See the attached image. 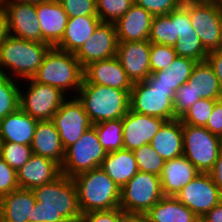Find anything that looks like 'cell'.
<instances>
[{
	"mask_svg": "<svg viewBox=\"0 0 222 222\" xmlns=\"http://www.w3.org/2000/svg\"><path fill=\"white\" fill-rule=\"evenodd\" d=\"M183 0H134V3L144 8L153 16L167 15L177 9Z\"/></svg>",
	"mask_w": 222,
	"mask_h": 222,
	"instance_id": "obj_43",
	"label": "cell"
},
{
	"mask_svg": "<svg viewBox=\"0 0 222 222\" xmlns=\"http://www.w3.org/2000/svg\"><path fill=\"white\" fill-rule=\"evenodd\" d=\"M3 1H17V2H24V3H39L43 1H51V0H3Z\"/></svg>",
	"mask_w": 222,
	"mask_h": 222,
	"instance_id": "obj_53",
	"label": "cell"
},
{
	"mask_svg": "<svg viewBox=\"0 0 222 222\" xmlns=\"http://www.w3.org/2000/svg\"><path fill=\"white\" fill-rule=\"evenodd\" d=\"M106 155L107 152L97 138L96 129L92 126L65 150L61 174L73 178L79 173L99 168Z\"/></svg>",
	"mask_w": 222,
	"mask_h": 222,
	"instance_id": "obj_10",
	"label": "cell"
},
{
	"mask_svg": "<svg viewBox=\"0 0 222 222\" xmlns=\"http://www.w3.org/2000/svg\"><path fill=\"white\" fill-rule=\"evenodd\" d=\"M33 155L30 145L2 142L1 158L15 171H18Z\"/></svg>",
	"mask_w": 222,
	"mask_h": 222,
	"instance_id": "obj_38",
	"label": "cell"
},
{
	"mask_svg": "<svg viewBox=\"0 0 222 222\" xmlns=\"http://www.w3.org/2000/svg\"><path fill=\"white\" fill-rule=\"evenodd\" d=\"M150 50L149 40L118 42L117 58L133 84L145 81L151 74Z\"/></svg>",
	"mask_w": 222,
	"mask_h": 222,
	"instance_id": "obj_16",
	"label": "cell"
},
{
	"mask_svg": "<svg viewBox=\"0 0 222 222\" xmlns=\"http://www.w3.org/2000/svg\"><path fill=\"white\" fill-rule=\"evenodd\" d=\"M59 222H78V221H71V220H67V219H65V220H63V221H59Z\"/></svg>",
	"mask_w": 222,
	"mask_h": 222,
	"instance_id": "obj_55",
	"label": "cell"
},
{
	"mask_svg": "<svg viewBox=\"0 0 222 222\" xmlns=\"http://www.w3.org/2000/svg\"><path fill=\"white\" fill-rule=\"evenodd\" d=\"M36 198L32 190L17 189L0 199V222H32Z\"/></svg>",
	"mask_w": 222,
	"mask_h": 222,
	"instance_id": "obj_24",
	"label": "cell"
},
{
	"mask_svg": "<svg viewBox=\"0 0 222 222\" xmlns=\"http://www.w3.org/2000/svg\"><path fill=\"white\" fill-rule=\"evenodd\" d=\"M51 47L48 43L28 41L9 35L0 45V74L13 79L32 78Z\"/></svg>",
	"mask_w": 222,
	"mask_h": 222,
	"instance_id": "obj_2",
	"label": "cell"
},
{
	"mask_svg": "<svg viewBox=\"0 0 222 222\" xmlns=\"http://www.w3.org/2000/svg\"><path fill=\"white\" fill-rule=\"evenodd\" d=\"M118 208L108 211H92L82 214L78 222H117Z\"/></svg>",
	"mask_w": 222,
	"mask_h": 222,
	"instance_id": "obj_47",
	"label": "cell"
},
{
	"mask_svg": "<svg viewBox=\"0 0 222 222\" xmlns=\"http://www.w3.org/2000/svg\"><path fill=\"white\" fill-rule=\"evenodd\" d=\"M217 100L200 99L179 119L183 124L202 126L207 124Z\"/></svg>",
	"mask_w": 222,
	"mask_h": 222,
	"instance_id": "obj_39",
	"label": "cell"
},
{
	"mask_svg": "<svg viewBox=\"0 0 222 222\" xmlns=\"http://www.w3.org/2000/svg\"><path fill=\"white\" fill-rule=\"evenodd\" d=\"M1 144H2V141L0 139V156H1Z\"/></svg>",
	"mask_w": 222,
	"mask_h": 222,
	"instance_id": "obj_56",
	"label": "cell"
},
{
	"mask_svg": "<svg viewBox=\"0 0 222 222\" xmlns=\"http://www.w3.org/2000/svg\"><path fill=\"white\" fill-rule=\"evenodd\" d=\"M134 4V0H96L101 22L116 23Z\"/></svg>",
	"mask_w": 222,
	"mask_h": 222,
	"instance_id": "obj_37",
	"label": "cell"
},
{
	"mask_svg": "<svg viewBox=\"0 0 222 222\" xmlns=\"http://www.w3.org/2000/svg\"><path fill=\"white\" fill-rule=\"evenodd\" d=\"M69 18L80 16H98L96 0H58Z\"/></svg>",
	"mask_w": 222,
	"mask_h": 222,
	"instance_id": "obj_42",
	"label": "cell"
},
{
	"mask_svg": "<svg viewBox=\"0 0 222 222\" xmlns=\"http://www.w3.org/2000/svg\"><path fill=\"white\" fill-rule=\"evenodd\" d=\"M32 79L56 87L64 94L74 92L76 97L84 79V68L74 53L51 47Z\"/></svg>",
	"mask_w": 222,
	"mask_h": 222,
	"instance_id": "obj_4",
	"label": "cell"
},
{
	"mask_svg": "<svg viewBox=\"0 0 222 222\" xmlns=\"http://www.w3.org/2000/svg\"><path fill=\"white\" fill-rule=\"evenodd\" d=\"M61 175L60 166L53 160L33 154L17 171L20 189L32 190L35 187L53 182Z\"/></svg>",
	"mask_w": 222,
	"mask_h": 222,
	"instance_id": "obj_20",
	"label": "cell"
},
{
	"mask_svg": "<svg viewBox=\"0 0 222 222\" xmlns=\"http://www.w3.org/2000/svg\"><path fill=\"white\" fill-rule=\"evenodd\" d=\"M82 84H97L121 90H131L133 87L117 56L85 66Z\"/></svg>",
	"mask_w": 222,
	"mask_h": 222,
	"instance_id": "obj_18",
	"label": "cell"
},
{
	"mask_svg": "<svg viewBox=\"0 0 222 222\" xmlns=\"http://www.w3.org/2000/svg\"><path fill=\"white\" fill-rule=\"evenodd\" d=\"M17 189H19L17 171L0 157V199Z\"/></svg>",
	"mask_w": 222,
	"mask_h": 222,
	"instance_id": "obj_44",
	"label": "cell"
},
{
	"mask_svg": "<svg viewBox=\"0 0 222 222\" xmlns=\"http://www.w3.org/2000/svg\"><path fill=\"white\" fill-rule=\"evenodd\" d=\"M32 191L36 198L32 222L79 221L81 218L83 213L73 178L61 174L53 182Z\"/></svg>",
	"mask_w": 222,
	"mask_h": 222,
	"instance_id": "obj_1",
	"label": "cell"
},
{
	"mask_svg": "<svg viewBox=\"0 0 222 222\" xmlns=\"http://www.w3.org/2000/svg\"><path fill=\"white\" fill-rule=\"evenodd\" d=\"M204 127L212 134L222 138V99L215 102L212 114Z\"/></svg>",
	"mask_w": 222,
	"mask_h": 222,
	"instance_id": "obj_46",
	"label": "cell"
},
{
	"mask_svg": "<svg viewBox=\"0 0 222 222\" xmlns=\"http://www.w3.org/2000/svg\"><path fill=\"white\" fill-rule=\"evenodd\" d=\"M187 83L200 99H222V90L218 78L207 60L197 62L194 65Z\"/></svg>",
	"mask_w": 222,
	"mask_h": 222,
	"instance_id": "obj_31",
	"label": "cell"
},
{
	"mask_svg": "<svg viewBox=\"0 0 222 222\" xmlns=\"http://www.w3.org/2000/svg\"><path fill=\"white\" fill-rule=\"evenodd\" d=\"M118 38L114 23L100 22L92 36L75 53L84 68L89 63L117 56Z\"/></svg>",
	"mask_w": 222,
	"mask_h": 222,
	"instance_id": "obj_14",
	"label": "cell"
},
{
	"mask_svg": "<svg viewBox=\"0 0 222 222\" xmlns=\"http://www.w3.org/2000/svg\"><path fill=\"white\" fill-rule=\"evenodd\" d=\"M183 156L201 173H208L222 151V138L205 127L182 123Z\"/></svg>",
	"mask_w": 222,
	"mask_h": 222,
	"instance_id": "obj_7",
	"label": "cell"
},
{
	"mask_svg": "<svg viewBox=\"0 0 222 222\" xmlns=\"http://www.w3.org/2000/svg\"><path fill=\"white\" fill-rule=\"evenodd\" d=\"M148 40L150 43L167 46H174L176 44V29L175 22H173V11L167 15L153 16Z\"/></svg>",
	"mask_w": 222,
	"mask_h": 222,
	"instance_id": "obj_33",
	"label": "cell"
},
{
	"mask_svg": "<svg viewBox=\"0 0 222 222\" xmlns=\"http://www.w3.org/2000/svg\"><path fill=\"white\" fill-rule=\"evenodd\" d=\"M72 96L73 94L70 97L71 99L67 98L62 103L52 118L64 150L75 144L84 132L93 126L83 104L77 97Z\"/></svg>",
	"mask_w": 222,
	"mask_h": 222,
	"instance_id": "obj_12",
	"label": "cell"
},
{
	"mask_svg": "<svg viewBox=\"0 0 222 222\" xmlns=\"http://www.w3.org/2000/svg\"><path fill=\"white\" fill-rule=\"evenodd\" d=\"M173 22H175L176 41L184 34L196 33L192 28L188 10L182 4L173 10Z\"/></svg>",
	"mask_w": 222,
	"mask_h": 222,
	"instance_id": "obj_45",
	"label": "cell"
},
{
	"mask_svg": "<svg viewBox=\"0 0 222 222\" xmlns=\"http://www.w3.org/2000/svg\"><path fill=\"white\" fill-rule=\"evenodd\" d=\"M23 81H28L29 85L27 90L20 85V109L38 121L52 120L67 99L65 94L56 87L37 83L32 78Z\"/></svg>",
	"mask_w": 222,
	"mask_h": 222,
	"instance_id": "obj_11",
	"label": "cell"
},
{
	"mask_svg": "<svg viewBox=\"0 0 222 222\" xmlns=\"http://www.w3.org/2000/svg\"><path fill=\"white\" fill-rule=\"evenodd\" d=\"M177 57L173 46L151 43L150 67L151 73L166 69Z\"/></svg>",
	"mask_w": 222,
	"mask_h": 222,
	"instance_id": "obj_40",
	"label": "cell"
},
{
	"mask_svg": "<svg viewBox=\"0 0 222 222\" xmlns=\"http://www.w3.org/2000/svg\"><path fill=\"white\" fill-rule=\"evenodd\" d=\"M97 138L107 153L124 149L122 118L93 124Z\"/></svg>",
	"mask_w": 222,
	"mask_h": 222,
	"instance_id": "obj_32",
	"label": "cell"
},
{
	"mask_svg": "<svg viewBox=\"0 0 222 222\" xmlns=\"http://www.w3.org/2000/svg\"><path fill=\"white\" fill-rule=\"evenodd\" d=\"M192 28L209 53L222 48V6L212 0H183Z\"/></svg>",
	"mask_w": 222,
	"mask_h": 222,
	"instance_id": "obj_6",
	"label": "cell"
},
{
	"mask_svg": "<svg viewBox=\"0 0 222 222\" xmlns=\"http://www.w3.org/2000/svg\"><path fill=\"white\" fill-rule=\"evenodd\" d=\"M212 1L218 3L220 6H222V0H212Z\"/></svg>",
	"mask_w": 222,
	"mask_h": 222,
	"instance_id": "obj_54",
	"label": "cell"
},
{
	"mask_svg": "<svg viewBox=\"0 0 222 222\" xmlns=\"http://www.w3.org/2000/svg\"><path fill=\"white\" fill-rule=\"evenodd\" d=\"M208 173L222 195V151L219 153L214 166Z\"/></svg>",
	"mask_w": 222,
	"mask_h": 222,
	"instance_id": "obj_49",
	"label": "cell"
},
{
	"mask_svg": "<svg viewBox=\"0 0 222 222\" xmlns=\"http://www.w3.org/2000/svg\"><path fill=\"white\" fill-rule=\"evenodd\" d=\"M117 222H147V220L144 214L124 212L119 207Z\"/></svg>",
	"mask_w": 222,
	"mask_h": 222,
	"instance_id": "obj_51",
	"label": "cell"
},
{
	"mask_svg": "<svg viewBox=\"0 0 222 222\" xmlns=\"http://www.w3.org/2000/svg\"><path fill=\"white\" fill-rule=\"evenodd\" d=\"M38 120L18 108L0 120V139L2 142L31 145Z\"/></svg>",
	"mask_w": 222,
	"mask_h": 222,
	"instance_id": "obj_23",
	"label": "cell"
},
{
	"mask_svg": "<svg viewBox=\"0 0 222 222\" xmlns=\"http://www.w3.org/2000/svg\"><path fill=\"white\" fill-rule=\"evenodd\" d=\"M76 97L93 124L123 118L130 109V90L82 84Z\"/></svg>",
	"mask_w": 222,
	"mask_h": 222,
	"instance_id": "obj_3",
	"label": "cell"
},
{
	"mask_svg": "<svg viewBox=\"0 0 222 222\" xmlns=\"http://www.w3.org/2000/svg\"><path fill=\"white\" fill-rule=\"evenodd\" d=\"M177 56L188 57L196 62L207 59L208 52L204 49L197 33H187L176 41L173 46Z\"/></svg>",
	"mask_w": 222,
	"mask_h": 222,
	"instance_id": "obj_36",
	"label": "cell"
},
{
	"mask_svg": "<svg viewBox=\"0 0 222 222\" xmlns=\"http://www.w3.org/2000/svg\"><path fill=\"white\" fill-rule=\"evenodd\" d=\"M201 222H222V200L208 211L201 219Z\"/></svg>",
	"mask_w": 222,
	"mask_h": 222,
	"instance_id": "obj_52",
	"label": "cell"
},
{
	"mask_svg": "<svg viewBox=\"0 0 222 222\" xmlns=\"http://www.w3.org/2000/svg\"><path fill=\"white\" fill-rule=\"evenodd\" d=\"M17 81L0 74V120L20 108V84Z\"/></svg>",
	"mask_w": 222,
	"mask_h": 222,
	"instance_id": "obj_34",
	"label": "cell"
},
{
	"mask_svg": "<svg viewBox=\"0 0 222 222\" xmlns=\"http://www.w3.org/2000/svg\"><path fill=\"white\" fill-rule=\"evenodd\" d=\"M73 180L83 214L119 208L121 189L101 168L79 173Z\"/></svg>",
	"mask_w": 222,
	"mask_h": 222,
	"instance_id": "obj_5",
	"label": "cell"
},
{
	"mask_svg": "<svg viewBox=\"0 0 222 222\" xmlns=\"http://www.w3.org/2000/svg\"><path fill=\"white\" fill-rule=\"evenodd\" d=\"M175 93L171 87L150 86L146 81L134 83L130 90V110L166 121L173 120Z\"/></svg>",
	"mask_w": 222,
	"mask_h": 222,
	"instance_id": "obj_8",
	"label": "cell"
},
{
	"mask_svg": "<svg viewBox=\"0 0 222 222\" xmlns=\"http://www.w3.org/2000/svg\"><path fill=\"white\" fill-rule=\"evenodd\" d=\"M150 145L165 161L182 156L183 130L180 119L165 121Z\"/></svg>",
	"mask_w": 222,
	"mask_h": 222,
	"instance_id": "obj_27",
	"label": "cell"
},
{
	"mask_svg": "<svg viewBox=\"0 0 222 222\" xmlns=\"http://www.w3.org/2000/svg\"><path fill=\"white\" fill-rule=\"evenodd\" d=\"M206 60L212 66L222 90V48L209 52Z\"/></svg>",
	"mask_w": 222,
	"mask_h": 222,
	"instance_id": "obj_48",
	"label": "cell"
},
{
	"mask_svg": "<svg viewBox=\"0 0 222 222\" xmlns=\"http://www.w3.org/2000/svg\"><path fill=\"white\" fill-rule=\"evenodd\" d=\"M121 189L139 171L133 151L121 149L107 153L100 167Z\"/></svg>",
	"mask_w": 222,
	"mask_h": 222,
	"instance_id": "obj_28",
	"label": "cell"
},
{
	"mask_svg": "<svg viewBox=\"0 0 222 222\" xmlns=\"http://www.w3.org/2000/svg\"><path fill=\"white\" fill-rule=\"evenodd\" d=\"M199 220L221 200L222 195L209 173H199L175 196Z\"/></svg>",
	"mask_w": 222,
	"mask_h": 222,
	"instance_id": "obj_13",
	"label": "cell"
},
{
	"mask_svg": "<svg viewBox=\"0 0 222 222\" xmlns=\"http://www.w3.org/2000/svg\"><path fill=\"white\" fill-rule=\"evenodd\" d=\"M7 14L3 0H0V45L9 36Z\"/></svg>",
	"mask_w": 222,
	"mask_h": 222,
	"instance_id": "obj_50",
	"label": "cell"
},
{
	"mask_svg": "<svg viewBox=\"0 0 222 222\" xmlns=\"http://www.w3.org/2000/svg\"><path fill=\"white\" fill-rule=\"evenodd\" d=\"M200 97L195 94L192 87L186 82L181 85L175 93L174 97V113L175 119L180 118L186 111L194 105Z\"/></svg>",
	"mask_w": 222,
	"mask_h": 222,
	"instance_id": "obj_41",
	"label": "cell"
},
{
	"mask_svg": "<svg viewBox=\"0 0 222 222\" xmlns=\"http://www.w3.org/2000/svg\"><path fill=\"white\" fill-rule=\"evenodd\" d=\"M100 22L99 16L68 18L62 39L54 47L75 54L92 36Z\"/></svg>",
	"mask_w": 222,
	"mask_h": 222,
	"instance_id": "obj_26",
	"label": "cell"
},
{
	"mask_svg": "<svg viewBox=\"0 0 222 222\" xmlns=\"http://www.w3.org/2000/svg\"><path fill=\"white\" fill-rule=\"evenodd\" d=\"M152 19L151 13L134 3L115 23L118 42L148 40Z\"/></svg>",
	"mask_w": 222,
	"mask_h": 222,
	"instance_id": "obj_21",
	"label": "cell"
},
{
	"mask_svg": "<svg viewBox=\"0 0 222 222\" xmlns=\"http://www.w3.org/2000/svg\"><path fill=\"white\" fill-rule=\"evenodd\" d=\"M30 146L33 154L49 158L61 167L65 150L52 120L38 121Z\"/></svg>",
	"mask_w": 222,
	"mask_h": 222,
	"instance_id": "obj_25",
	"label": "cell"
},
{
	"mask_svg": "<svg viewBox=\"0 0 222 222\" xmlns=\"http://www.w3.org/2000/svg\"><path fill=\"white\" fill-rule=\"evenodd\" d=\"M200 172L183 155L167 160L160 175L164 196H176Z\"/></svg>",
	"mask_w": 222,
	"mask_h": 222,
	"instance_id": "obj_22",
	"label": "cell"
},
{
	"mask_svg": "<svg viewBox=\"0 0 222 222\" xmlns=\"http://www.w3.org/2000/svg\"><path fill=\"white\" fill-rule=\"evenodd\" d=\"M166 120L129 111L122 118L124 149L134 151L150 144Z\"/></svg>",
	"mask_w": 222,
	"mask_h": 222,
	"instance_id": "obj_17",
	"label": "cell"
},
{
	"mask_svg": "<svg viewBox=\"0 0 222 222\" xmlns=\"http://www.w3.org/2000/svg\"><path fill=\"white\" fill-rule=\"evenodd\" d=\"M133 153L140 172L151 173L160 177L166 161L150 144L139 147Z\"/></svg>",
	"mask_w": 222,
	"mask_h": 222,
	"instance_id": "obj_35",
	"label": "cell"
},
{
	"mask_svg": "<svg viewBox=\"0 0 222 222\" xmlns=\"http://www.w3.org/2000/svg\"><path fill=\"white\" fill-rule=\"evenodd\" d=\"M145 216L147 222L199 221V218L174 196H163Z\"/></svg>",
	"mask_w": 222,
	"mask_h": 222,
	"instance_id": "obj_30",
	"label": "cell"
},
{
	"mask_svg": "<svg viewBox=\"0 0 222 222\" xmlns=\"http://www.w3.org/2000/svg\"><path fill=\"white\" fill-rule=\"evenodd\" d=\"M196 63L194 59L177 56L166 69L151 73L145 81L150 86L171 87L176 91L189 80Z\"/></svg>",
	"mask_w": 222,
	"mask_h": 222,
	"instance_id": "obj_29",
	"label": "cell"
},
{
	"mask_svg": "<svg viewBox=\"0 0 222 222\" xmlns=\"http://www.w3.org/2000/svg\"><path fill=\"white\" fill-rule=\"evenodd\" d=\"M10 36L41 43V29L35 3L3 1Z\"/></svg>",
	"mask_w": 222,
	"mask_h": 222,
	"instance_id": "obj_15",
	"label": "cell"
},
{
	"mask_svg": "<svg viewBox=\"0 0 222 222\" xmlns=\"http://www.w3.org/2000/svg\"><path fill=\"white\" fill-rule=\"evenodd\" d=\"M36 12L41 29V43L54 47L62 39L68 15L58 0L36 3Z\"/></svg>",
	"mask_w": 222,
	"mask_h": 222,
	"instance_id": "obj_19",
	"label": "cell"
},
{
	"mask_svg": "<svg viewBox=\"0 0 222 222\" xmlns=\"http://www.w3.org/2000/svg\"><path fill=\"white\" fill-rule=\"evenodd\" d=\"M163 196L160 177L138 171L121 188L119 207L124 212L145 215Z\"/></svg>",
	"mask_w": 222,
	"mask_h": 222,
	"instance_id": "obj_9",
	"label": "cell"
}]
</instances>
